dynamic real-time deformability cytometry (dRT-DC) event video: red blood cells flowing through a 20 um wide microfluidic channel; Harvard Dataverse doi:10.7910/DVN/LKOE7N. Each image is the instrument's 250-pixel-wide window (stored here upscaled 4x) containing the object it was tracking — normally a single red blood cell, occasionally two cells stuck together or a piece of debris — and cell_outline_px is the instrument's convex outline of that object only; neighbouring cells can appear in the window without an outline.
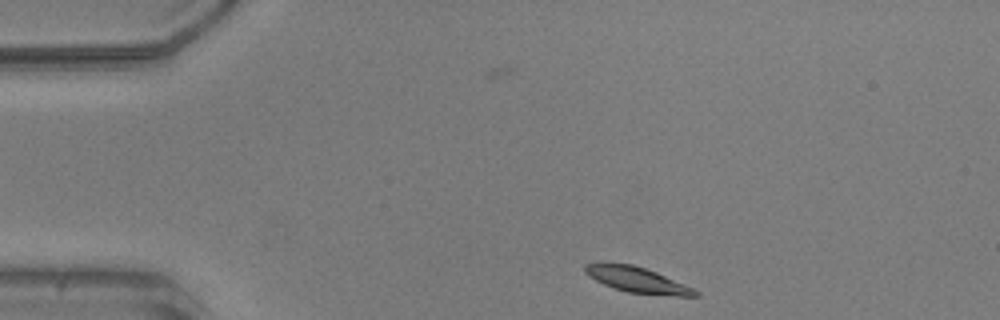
{"species": "common noctule bat (a hibernating species)", "species_latin": "Nyctalus noctula", "temperature_condition": "warm", "stored_images_in_passage": 44, "camera_frame_rate_fps": 3000, "um_per_image_px": 0.085, "animal": {"sex": "male", "body_mass_g": 20.5, "forearm_length_mm": 52.5}, "frame": {"image": 1, "passage_image": 1, "time_ms": 0.0, "image_size_px": [1000, 320], "cell_outline_px": [[700, 296], [676, 296], [628, 292], [604, 284], [588, 276], [584, 272], [584, 264], [596, 260], [604, 260], [632, 264], [656, 272], [684, 284], [700, 292]], "centroid_in_image_um": [54.06, 23.73], "position_along_channel_um": 30.9, "area_um2": 16.76}}
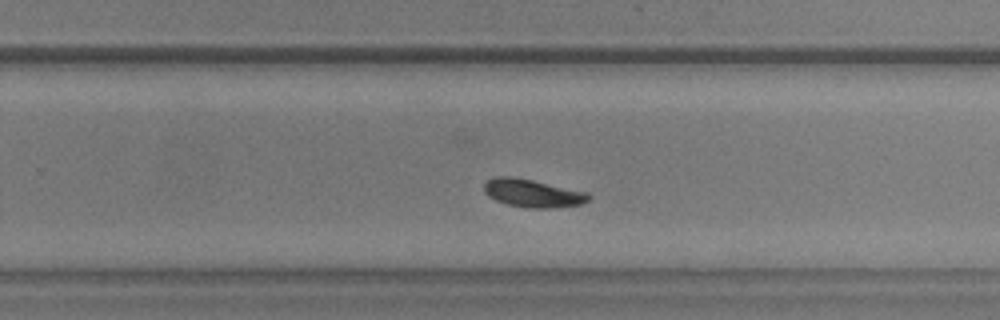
{"frame": {"image": 2, "passage_image": 25, "time_ms": 8.0, "image_size_px": [1000, 320], "cell_outline_px": [[592, 196], [588, 200], [580, 204], [552, 208], [528, 208], [508, 204], [496, 200], [488, 196], [484, 192], [484, 184], [488, 180], [496, 176], [512, 176], [532, 180], [588, 192]], "centroid_in_image_um": [45.27, 16.42], "position_along_channel_um": 284.5, "area_um2": 16.99}}
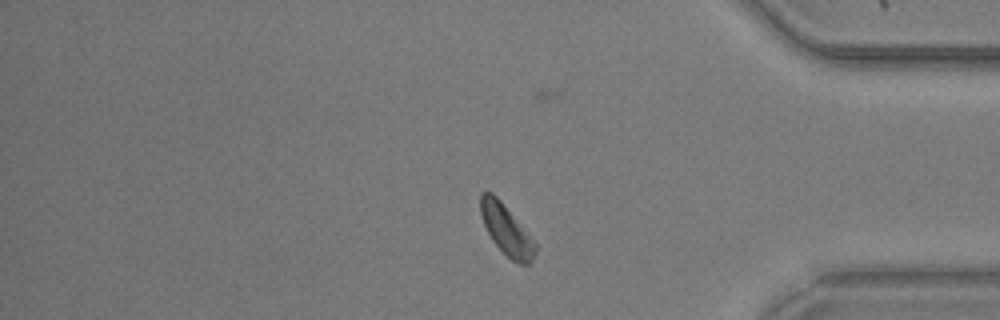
{"frame": {"image": 3, "passage_image": 35, "time_ms": 11.333, "image_size_px": [1000, 320], "cell_outline_px": [[536, 252], [532, 260], [528, 264], [520, 264], [512, 260], [492, 240], [480, 216], [480, 192], [492, 192], [500, 200], [528, 232], [536, 244]], "centroid_in_image_um": [43.04, 19.52], "position_along_channel_um": 392.2, "area_um2": 15.84}, "authors_computed_cell_mechanics": {"area_um2": 16.9643, "velocity_mm_per_s": 3.8937, "shape_relaxation_time_tau1_ms": 2.3881, "shape_relaxation_time_tau2_ms": null, "deformation_change_tau1": 0.123, "deformation_change_tau2": null}}